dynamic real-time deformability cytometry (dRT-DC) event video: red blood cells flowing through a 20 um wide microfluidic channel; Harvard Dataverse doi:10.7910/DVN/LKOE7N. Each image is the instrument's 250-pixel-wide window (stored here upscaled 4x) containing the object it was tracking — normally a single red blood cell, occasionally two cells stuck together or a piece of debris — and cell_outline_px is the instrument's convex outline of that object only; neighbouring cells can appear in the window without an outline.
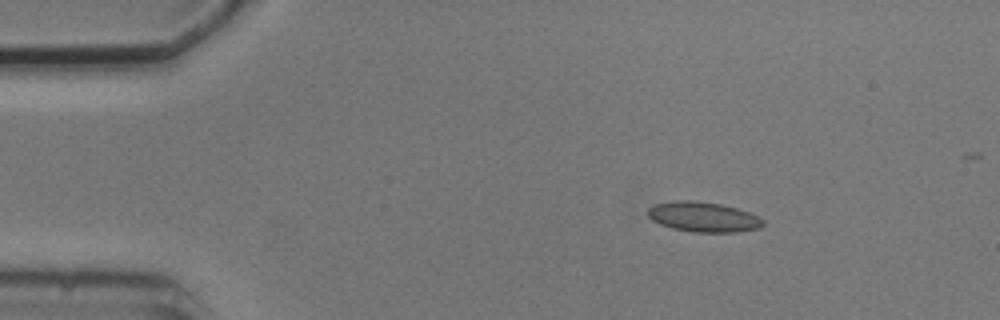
{"species": "common noctule bat (a hibernating species)", "species_latin": "Nyctalus noctula", "temperature_condition": "cold", "stored_images_in_passage": 4, "camera_frame_rate_fps": 3000, "um_per_image_px": 0.085, "animal": {"sex": "male", "body_mass_g": 20.5, "forearm_length_mm": 52.5}, "frame": {"image": 1, "passage_image": 1, "time_ms": 0.0, "image_size_px": [1000, 320], "cell_outline_px": [[764, 224], [760, 228], [736, 232], [692, 232], [672, 228], [660, 224], [652, 220], [648, 216], [648, 208], [652, 204], [676, 200], [692, 200], [720, 204], [736, 208], [748, 212], [764, 220]], "centroid_in_image_um": [59.75, 18.44], "position_along_channel_um": 25.3, "area_um2": 20.17}}